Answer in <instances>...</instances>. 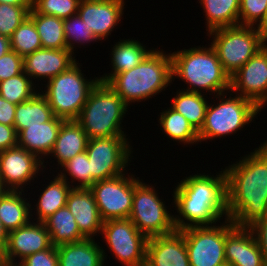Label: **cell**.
Segmentation results:
<instances>
[{
	"label": "cell",
	"mask_w": 267,
	"mask_h": 266,
	"mask_svg": "<svg viewBox=\"0 0 267 266\" xmlns=\"http://www.w3.org/2000/svg\"><path fill=\"white\" fill-rule=\"evenodd\" d=\"M66 206L74 215L80 232L86 238L98 237L101 234L104 221L89 188H72Z\"/></svg>",
	"instance_id": "obj_21"
},
{
	"label": "cell",
	"mask_w": 267,
	"mask_h": 266,
	"mask_svg": "<svg viewBox=\"0 0 267 266\" xmlns=\"http://www.w3.org/2000/svg\"><path fill=\"white\" fill-rule=\"evenodd\" d=\"M221 266H232V265L231 264H228V263H225V264H223Z\"/></svg>",
	"instance_id": "obj_54"
},
{
	"label": "cell",
	"mask_w": 267,
	"mask_h": 266,
	"mask_svg": "<svg viewBox=\"0 0 267 266\" xmlns=\"http://www.w3.org/2000/svg\"><path fill=\"white\" fill-rule=\"evenodd\" d=\"M88 136L76 120H67L61 124L54 147L49 154L51 160H57L59 170L64 163L75 155L86 151ZM51 156V157H50ZM54 157V158H53Z\"/></svg>",
	"instance_id": "obj_24"
},
{
	"label": "cell",
	"mask_w": 267,
	"mask_h": 266,
	"mask_svg": "<svg viewBox=\"0 0 267 266\" xmlns=\"http://www.w3.org/2000/svg\"><path fill=\"white\" fill-rule=\"evenodd\" d=\"M146 261L152 266H190L184 234L176 230L148 238Z\"/></svg>",
	"instance_id": "obj_20"
},
{
	"label": "cell",
	"mask_w": 267,
	"mask_h": 266,
	"mask_svg": "<svg viewBox=\"0 0 267 266\" xmlns=\"http://www.w3.org/2000/svg\"><path fill=\"white\" fill-rule=\"evenodd\" d=\"M38 91L39 88L24 72L0 82V96L15 105L30 99Z\"/></svg>",
	"instance_id": "obj_35"
},
{
	"label": "cell",
	"mask_w": 267,
	"mask_h": 266,
	"mask_svg": "<svg viewBox=\"0 0 267 266\" xmlns=\"http://www.w3.org/2000/svg\"><path fill=\"white\" fill-rule=\"evenodd\" d=\"M24 266H59L57 249L51 246L29 256L20 261Z\"/></svg>",
	"instance_id": "obj_42"
},
{
	"label": "cell",
	"mask_w": 267,
	"mask_h": 266,
	"mask_svg": "<svg viewBox=\"0 0 267 266\" xmlns=\"http://www.w3.org/2000/svg\"><path fill=\"white\" fill-rule=\"evenodd\" d=\"M81 0H33L32 8L40 14L67 19L78 13Z\"/></svg>",
	"instance_id": "obj_39"
},
{
	"label": "cell",
	"mask_w": 267,
	"mask_h": 266,
	"mask_svg": "<svg viewBox=\"0 0 267 266\" xmlns=\"http://www.w3.org/2000/svg\"><path fill=\"white\" fill-rule=\"evenodd\" d=\"M34 22L42 48L65 49L67 48L63 29V19L51 15L37 13L33 8L28 15Z\"/></svg>",
	"instance_id": "obj_33"
},
{
	"label": "cell",
	"mask_w": 267,
	"mask_h": 266,
	"mask_svg": "<svg viewBox=\"0 0 267 266\" xmlns=\"http://www.w3.org/2000/svg\"><path fill=\"white\" fill-rule=\"evenodd\" d=\"M17 145L18 137L14 126L0 123V152Z\"/></svg>",
	"instance_id": "obj_44"
},
{
	"label": "cell",
	"mask_w": 267,
	"mask_h": 266,
	"mask_svg": "<svg viewBox=\"0 0 267 266\" xmlns=\"http://www.w3.org/2000/svg\"><path fill=\"white\" fill-rule=\"evenodd\" d=\"M212 98L213 104L209 102L204 124L198 132L199 144L207 140L212 142L217 137L223 139V137L236 134L245 126H249L262 111L253 101L234 95L231 91L215 95L218 100Z\"/></svg>",
	"instance_id": "obj_7"
},
{
	"label": "cell",
	"mask_w": 267,
	"mask_h": 266,
	"mask_svg": "<svg viewBox=\"0 0 267 266\" xmlns=\"http://www.w3.org/2000/svg\"><path fill=\"white\" fill-rule=\"evenodd\" d=\"M23 72V57L10 50L0 57V82Z\"/></svg>",
	"instance_id": "obj_41"
},
{
	"label": "cell",
	"mask_w": 267,
	"mask_h": 266,
	"mask_svg": "<svg viewBox=\"0 0 267 266\" xmlns=\"http://www.w3.org/2000/svg\"><path fill=\"white\" fill-rule=\"evenodd\" d=\"M74 55L68 48H41L23 57V72L40 89L39 81L46 83L74 65L77 62L76 55Z\"/></svg>",
	"instance_id": "obj_18"
},
{
	"label": "cell",
	"mask_w": 267,
	"mask_h": 266,
	"mask_svg": "<svg viewBox=\"0 0 267 266\" xmlns=\"http://www.w3.org/2000/svg\"><path fill=\"white\" fill-rule=\"evenodd\" d=\"M267 139V138H266ZM266 148H267V140L264 139L263 143H262Z\"/></svg>",
	"instance_id": "obj_52"
},
{
	"label": "cell",
	"mask_w": 267,
	"mask_h": 266,
	"mask_svg": "<svg viewBox=\"0 0 267 266\" xmlns=\"http://www.w3.org/2000/svg\"><path fill=\"white\" fill-rule=\"evenodd\" d=\"M51 246V238L45 224L32 220L8 233V241L2 258L21 261L26 256L49 249Z\"/></svg>",
	"instance_id": "obj_19"
},
{
	"label": "cell",
	"mask_w": 267,
	"mask_h": 266,
	"mask_svg": "<svg viewBox=\"0 0 267 266\" xmlns=\"http://www.w3.org/2000/svg\"><path fill=\"white\" fill-rule=\"evenodd\" d=\"M55 117L47 99L38 91L30 99L17 104L14 128L17 134L29 126L39 125Z\"/></svg>",
	"instance_id": "obj_31"
},
{
	"label": "cell",
	"mask_w": 267,
	"mask_h": 266,
	"mask_svg": "<svg viewBox=\"0 0 267 266\" xmlns=\"http://www.w3.org/2000/svg\"><path fill=\"white\" fill-rule=\"evenodd\" d=\"M257 28L261 30L264 35H267V9L264 20L257 26Z\"/></svg>",
	"instance_id": "obj_50"
},
{
	"label": "cell",
	"mask_w": 267,
	"mask_h": 266,
	"mask_svg": "<svg viewBox=\"0 0 267 266\" xmlns=\"http://www.w3.org/2000/svg\"><path fill=\"white\" fill-rule=\"evenodd\" d=\"M215 174L197 171L177 182L171 202L177 212V215L174 213L177 230L212 226L228 219L226 173L221 168Z\"/></svg>",
	"instance_id": "obj_2"
},
{
	"label": "cell",
	"mask_w": 267,
	"mask_h": 266,
	"mask_svg": "<svg viewBox=\"0 0 267 266\" xmlns=\"http://www.w3.org/2000/svg\"><path fill=\"white\" fill-rule=\"evenodd\" d=\"M63 29L67 48L73 54L78 53L76 51L77 47L82 48L81 46L85 47L91 45L90 42H98L91 28H88L78 13L63 20Z\"/></svg>",
	"instance_id": "obj_37"
},
{
	"label": "cell",
	"mask_w": 267,
	"mask_h": 266,
	"mask_svg": "<svg viewBox=\"0 0 267 266\" xmlns=\"http://www.w3.org/2000/svg\"><path fill=\"white\" fill-rule=\"evenodd\" d=\"M128 108L131 109L107 83L99 81L76 121L88 139L128 136L122 126Z\"/></svg>",
	"instance_id": "obj_5"
},
{
	"label": "cell",
	"mask_w": 267,
	"mask_h": 266,
	"mask_svg": "<svg viewBox=\"0 0 267 266\" xmlns=\"http://www.w3.org/2000/svg\"><path fill=\"white\" fill-rule=\"evenodd\" d=\"M167 108V109H166ZM158 115V127L162 133L173 142L184 144L186 147L199 143L198 132L192 127L187 119L171 107H166Z\"/></svg>",
	"instance_id": "obj_32"
},
{
	"label": "cell",
	"mask_w": 267,
	"mask_h": 266,
	"mask_svg": "<svg viewBox=\"0 0 267 266\" xmlns=\"http://www.w3.org/2000/svg\"><path fill=\"white\" fill-rule=\"evenodd\" d=\"M11 50L24 57L42 48L33 20L28 16L10 37Z\"/></svg>",
	"instance_id": "obj_36"
},
{
	"label": "cell",
	"mask_w": 267,
	"mask_h": 266,
	"mask_svg": "<svg viewBox=\"0 0 267 266\" xmlns=\"http://www.w3.org/2000/svg\"><path fill=\"white\" fill-rule=\"evenodd\" d=\"M261 250L263 260L267 266V213L249 226Z\"/></svg>",
	"instance_id": "obj_43"
},
{
	"label": "cell",
	"mask_w": 267,
	"mask_h": 266,
	"mask_svg": "<svg viewBox=\"0 0 267 266\" xmlns=\"http://www.w3.org/2000/svg\"><path fill=\"white\" fill-rule=\"evenodd\" d=\"M225 259L232 266H266L249 227L235 226L225 219Z\"/></svg>",
	"instance_id": "obj_17"
},
{
	"label": "cell",
	"mask_w": 267,
	"mask_h": 266,
	"mask_svg": "<svg viewBox=\"0 0 267 266\" xmlns=\"http://www.w3.org/2000/svg\"><path fill=\"white\" fill-rule=\"evenodd\" d=\"M17 105L10 103L0 96V123L14 126V117Z\"/></svg>",
	"instance_id": "obj_45"
},
{
	"label": "cell",
	"mask_w": 267,
	"mask_h": 266,
	"mask_svg": "<svg viewBox=\"0 0 267 266\" xmlns=\"http://www.w3.org/2000/svg\"><path fill=\"white\" fill-rule=\"evenodd\" d=\"M8 231L4 228L0 220V254H2L6 248L8 241Z\"/></svg>",
	"instance_id": "obj_47"
},
{
	"label": "cell",
	"mask_w": 267,
	"mask_h": 266,
	"mask_svg": "<svg viewBox=\"0 0 267 266\" xmlns=\"http://www.w3.org/2000/svg\"><path fill=\"white\" fill-rule=\"evenodd\" d=\"M0 3H6L14 6H33V0H0Z\"/></svg>",
	"instance_id": "obj_48"
},
{
	"label": "cell",
	"mask_w": 267,
	"mask_h": 266,
	"mask_svg": "<svg viewBox=\"0 0 267 266\" xmlns=\"http://www.w3.org/2000/svg\"><path fill=\"white\" fill-rule=\"evenodd\" d=\"M101 238L122 266H138L146 260L148 238L129 219H112L103 222Z\"/></svg>",
	"instance_id": "obj_11"
},
{
	"label": "cell",
	"mask_w": 267,
	"mask_h": 266,
	"mask_svg": "<svg viewBox=\"0 0 267 266\" xmlns=\"http://www.w3.org/2000/svg\"><path fill=\"white\" fill-rule=\"evenodd\" d=\"M0 266H24L20 261H11L2 258L0 261Z\"/></svg>",
	"instance_id": "obj_49"
},
{
	"label": "cell",
	"mask_w": 267,
	"mask_h": 266,
	"mask_svg": "<svg viewBox=\"0 0 267 266\" xmlns=\"http://www.w3.org/2000/svg\"><path fill=\"white\" fill-rule=\"evenodd\" d=\"M110 51L111 72L99 75L100 81L106 83L112 76L127 72L142 62L155 48H147L145 44L133 39H119Z\"/></svg>",
	"instance_id": "obj_25"
},
{
	"label": "cell",
	"mask_w": 267,
	"mask_h": 266,
	"mask_svg": "<svg viewBox=\"0 0 267 266\" xmlns=\"http://www.w3.org/2000/svg\"><path fill=\"white\" fill-rule=\"evenodd\" d=\"M106 83L128 106L148 101L173 85L171 54L157 47L137 66Z\"/></svg>",
	"instance_id": "obj_4"
},
{
	"label": "cell",
	"mask_w": 267,
	"mask_h": 266,
	"mask_svg": "<svg viewBox=\"0 0 267 266\" xmlns=\"http://www.w3.org/2000/svg\"><path fill=\"white\" fill-rule=\"evenodd\" d=\"M261 145L225 167L228 219L249 227L267 213V148Z\"/></svg>",
	"instance_id": "obj_1"
},
{
	"label": "cell",
	"mask_w": 267,
	"mask_h": 266,
	"mask_svg": "<svg viewBox=\"0 0 267 266\" xmlns=\"http://www.w3.org/2000/svg\"><path fill=\"white\" fill-rule=\"evenodd\" d=\"M205 16L206 32L240 25V0H198Z\"/></svg>",
	"instance_id": "obj_29"
},
{
	"label": "cell",
	"mask_w": 267,
	"mask_h": 266,
	"mask_svg": "<svg viewBox=\"0 0 267 266\" xmlns=\"http://www.w3.org/2000/svg\"><path fill=\"white\" fill-rule=\"evenodd\" d=\"M43 173V162L19 145L0 152V190L25 191Z\"/></svg>",
	"instance_id": "obj_14"
},
{
	"label": "cell",
	"mask_w": 267,
	"mask_h": 266,
	"mask_svg": "<svg viewBox=\"0 0 267 266\" xmlns=\"http://www.w3.org/2000/svg\"><path fill=\"white\" fill-rule=\"evenodd\" d=\"M267 0H240V25L258 26L265 17Z\"/></svg>",
	"instance_id": "obj_40"
},
{
	"label": "cell",
	"mask_w": 267,
	"mask_h": 266,
	"mask_svg": "<svg viewBox=\"0 0 267 266\" xmlns=\"http://www.w3.org/2000/svg\"><path fill=\"white\" fill-rule=\"evenodd\" d=\"M100 245L95 238H86L57 246L59 266H105L108 255Z\"/></svg>",
	"instance_id": "obj_23"
},
{
	"label": "cell",
	"mask_w": 267,
	"mask_h": 266,
	"mask_svg": "<svg viewBox=\"0 0 267 266\" xmlns=\"http://www.w3.org/2000/svg\"><path fill=\"white\" fill-rule=\"evenodd\" d=\"M134 175V195L129 219L147 238L176 231L174 214L164 199L159 197L156 185L147 184ZM157 190V191H156ZM168 209V210H167Z\"/></svg>",
	"instance_id": "obj_9"
},
{
	"label": "cell",
	"mask_w": 267,
	"mask_h": 266,
	"mask_svg": "<svg viewBox=\"0 0 267 266\" xmlns=\"http://www.w3.org/2000/svg\"><path fill=\"white\" fill-rule=\"evenodd\" d=\"M31 9L32 6H14L0 3V34L10 38L28 17Z\"/></svg>",
	"instance_id": "obj_38"
},
{
	"label": "cell",
	"mask_w": 267,
	"mask_h": 266,
	"mask_svg": "<svg viewBox=\"0 0 267 266\" xmlns=\"http://www.w3.org/2000/svg\"><path fill=\"white\" fill-rule=\"evenodd\" d=\"M169 105L176 112L183 115L192 127L199 132L204 124L209 100L203 93L190 92L179 89L173 94Z\"/></svg>",
	"instance_id": "obj_30"
},
{
	"label": "cell",
	"mask_w": 267,
	"mask_h": 266,
	"mask_svg": "<svg viewBox=\"0 0 267 266\" xmlns=\"http://www.w3.org/2000/svg\"><path fill=\"white\" fill-rule=\"evenodd\" d=\"M89 189L94 195L103 221L129 218L134 195L133 173L127 171L116 177L97 181Z\"/></svg>",
	"instance_id": "obj_12"
},
{
	"label": "cell",
	"mask_w": 267,
	"mask_h": 266,
	"mask_svg": "<svg viewBox=\"0 0 267 266\" xmlns=\"http://www.w3.org/2000/svg\"><path fill=\"white\" fill-rule=\"evenodd\" d=\"M138 266H152L151 264H149L146 260L143 261L142 263H140Z\"/></svg>",
	"instance_id": "obj_51"
},
{
	"label": "cell",
	"mask_w": 267,
	"mask_h": 266,
	"mask_svg": "<svg viewBox=\"0 0 267 266\" xmlns=\"http://www.w3.org/2000/svg\"><path fill=\"white\" fill-rule=\"evenodd\" d=\"M43 223L49 232L51 244L55 247L86 239L80 232L74 215L67 206L59 208L46 218Z\"/></svg>",
	"instance_id": "obj_28"
},
{
	"label": "cell",
	"mask_w": 267,
	"mask_h": 266,
	"mask_svg": "<svg viewBox=\"0 0 267 266\" xmlns=\"http://www.w3.org/2000/svg\"><path fill=\"white\" fill-rule=\"evenodd\" d=\"M126 0H81L78 15L98 41L107 40L118 28L126 7ZM117 26V27H116Z\"/></svg>",
	"instance_id": "obj_16"
},
{
	"label": "cell",
	"mask_w": 267,
	"mask_h": 266,
	"mask_svg": "<svg viewBox=\"0 0 267 266\" xmlns=\"http://www.w3.org/2000/svg\"><path fill=\"white\" fill-rule=\"evenodd\" d=\"M172 76L187 84L185 91L203 93L213 97L230 91V76L224 71L214 48L201 45L170 51ZM177 77V78H176Z\"/></svg>",
	"instance_id": "obj_3"
},
{
	"label": "cell",
	"mask_w": 267,
	"mask_h": 266,
	"mask_svg": "<svg viewBox=\"0 0 267 266\" xmlns=\"http://www.w3.org/2000/svg\"><path fill=\"white\" fill-rule=\"evenodd\" d=\"M206 34L230 77L265 46V35L256 26L224 27Z\"/></svg>",
	"instance_id": "obj_8"
},
{
	"label": "cell",
	"mask_w": 267,
	"mask_h": 266,
	"mask_svg": "<svg viewBox=\"0 0 267 266\" xmlns=\"http://www.w3.org/2000/svg\"><path fill=\"white\" fill-rule=\"evenodd\" d=\"M60 168L57 174L67 181L72 188L91 187V167L86 151L75 155Z\"/></svg>",
	"instance_id": "obj_34"
},
{
	"label": "cell",
	"mask_w": 267,
	"mask_h": 266,
	"mask_svg": "<svg viewBox=\"0 0 267 266\" xmlns=\"http://www.w3.org/2000/svg\"><path fill=\"white\" fill-rule=\"evenodd\" d=\"M44 185L46 186L42 187L43 189H39L42 192L36 196L38 201L35 206L34 204L32 206V201H30L31 219L33 221L43 222L59 208L66 206L68 195L72 190V186L58 174L50 180L49 184Z\"/></svg>",
	"instance_id": "obj_27"
},
{
	"label": "cell",
	"mask_w": 267,
	"mask_h": 266,
	"mask_svg": "<svg viewBox=\"0 0 267 266\" xmlns=\"http://www.w3.org/2000/svg\"><path fill=\"white\" fill-rule=\"evenodd\" d=\"M64 121L61 118L54 117L45 123L29 126L17 134L18 145L36 155L43 162L44 171L47 168V164L45 163H49L48 160L45 162V159H48L57 139L61 124Z\"/></svg>",
	"instance_id": "obj_22"
},
{
	"label": "cell",
	"mask_w": 267,
	"mask_h": 266,
	"mask_svg": "<svg viewBox=\"0 0 267 266\" xmlns=\"http://www.w3.org/2000/svg\"><path fill=\"white\" fill-rule=\"evenodd\" d=\"M265 46H267V35H265Z\"/></svg>",
	"instance_id": "obj_53"
},
{
	"label": "cell",
	"mask_w": 267,
	"mask_h": 266,
	"mask_svg": "<svg viewBox=\"0 0 267 266\" xmlns=\"http://www.w3.org/2000/svg\"><path fill=\"white\" fill-rule=\"evenodd\" d=\"M81 66L82 63L77 61L68 70L51 78L46 84L41 83L39 91L47 99L55 117L65 121L78 119L90 92L100 81L99 76L93 79L84 77L86 75L82 73Z\"/></svg>",
	"instance_id": "obj_6"
},
{
	"label": "cell",
	"mask_w": 267,
	"mask_h": 266,
	"mask_svg": "<svg viewBox=\"0 0 267 266\" xmlns=\"http://www.w3.org/2000/svg\"><path fill=\"white\" fill-rule=\"evenodd\" d=\"M230 91L253 101L261 110L267 106V46L230 77Z\"/></svg>",
	"instance_id": "obj_15"
},
{
	"label": "cell",
	"mask_w": 267,
	"mask_h": 266,
	"mask_svg": "<svg viewBox=\"0 0 267 266\" xmlns=\"http://www.w3.org/2000/svg\"><path fill=\"white\" fill-rule=\"evenodd\" d=\"M27 192V189L25 191L0 190V220L8 232L32 221L30 193Z\"/></svg>",
	"instance_id": "obj_26"
},
{
	"label": "cell",
	"mask_w": 267,
	"mask_h": 266,
	"mask_svg": "<svg viewBox=\"0 0 267 266\" xmlns=\"http://www.w3.org/2000/svg\"><path fill=\"white\" fill-rule=\"evenodd\" d=\"M184 234L190 266H221L225 259V220L220 224L190 227Z\"/></svg>",
	"instance_id": "obj_13"
},
{
	"label": "cell",
	"mask_w": 267,
	"mask_h": 266,
	"mask_svg": "<svg viewBox=\"0 0 267 266\" xmlns=\"http://www.w3.org/2000/svg\"><path fill=\"white\" fill-rule=\"evenodd\" d=\"M130 142L127 136L88 139L86 153L91 167V186L129 171L133 159Z\"/></svg>",
	"instance_id": "obj_10"
},
{
	"label": "cell",
	"mask_w": 267,
	"mask_h": 266,
	"mask_svg": "<svg viewBox=\"0 0 267 266\" xmlns=\"http://www.w3.org/2000/svg\"><path fill=\"white\" fill-rule=\"evenodd\" d=\"M11 50L10 38L0 34V57Z\"/></svg>",
	"instance_id": "obj_46"
}]
</instances>
